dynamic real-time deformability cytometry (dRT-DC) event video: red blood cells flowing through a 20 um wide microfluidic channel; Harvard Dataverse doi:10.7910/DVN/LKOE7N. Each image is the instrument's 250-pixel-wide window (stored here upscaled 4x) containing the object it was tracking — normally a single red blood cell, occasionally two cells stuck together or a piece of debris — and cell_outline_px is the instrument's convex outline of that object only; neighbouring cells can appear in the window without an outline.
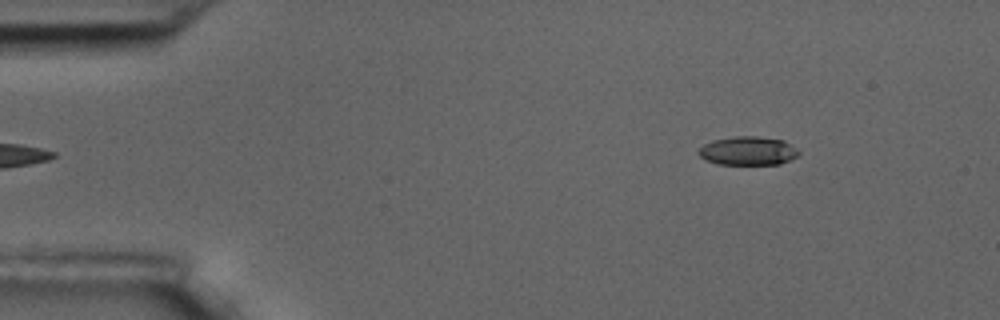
{"species": "common noctule bat (a hibernating species)", "species_latin": "Nyctalus noctula", "temperature_condition": "room temperature", "stored_images_in_passage": 50, "camera_frame_rate_fps": 3000, "um_per_image_px": 0.085, "animal": {"sex": "male", "body_mass_g": 17.5, "forearm_length_mm": 52.3}, "frame": {"image": 1, "passage_image": 1, "time_ms": 0.0, "image_size_px": [1000, 320], "cell_outline_px": [[800, 152], [796, 156], [780, 164], [720, 164], [708, 160], [700, 156], [696, 152], [704, 144], [712, 140], [736, 136], [756, 136], [784, 140]], "centroid_in_image_um": [63.56, 12.81], "position_along_channel_um": 21.4, "area_um2": 16.53}}
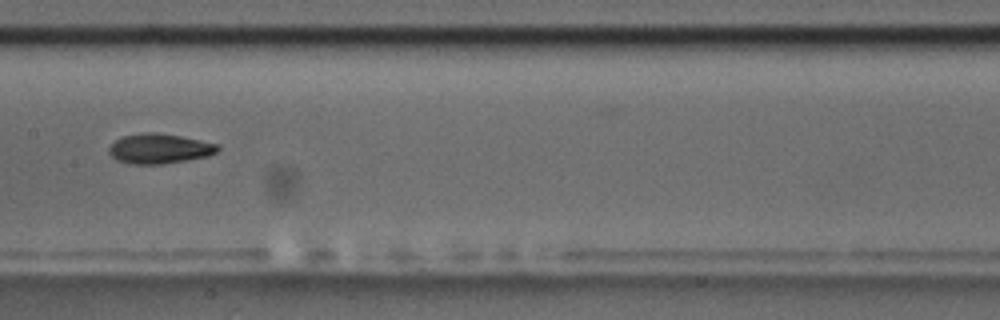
{"frame": {"image": 2, "passage_image": 22, "time_ms": 7.0, "image_size_px": [1000, 320], "cell_outline_px": [[220, 148], [216, 152], [208, 156], [188, 160], [160, 164], [128, 164], [116, 160], [108, 152], [108, 148], [116, 140], [124, 136], [144, 132], [156, 132], [180, 136], [220, 144]], "centroid_in_image_um": [13.55, 12.64], "position_along_channel_um": 193.8, "area_um2": 19.02}}
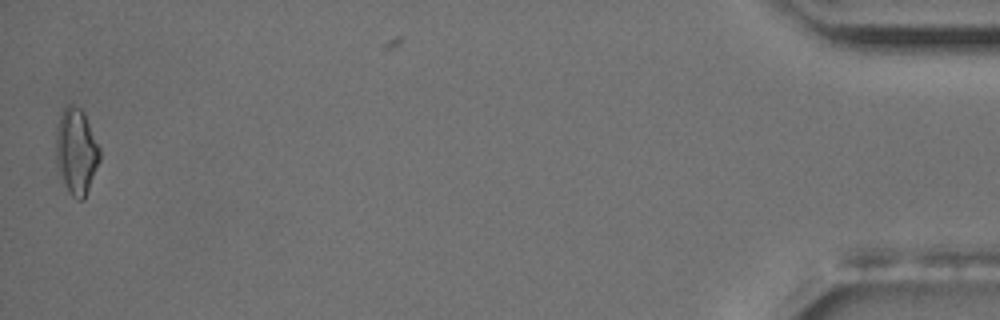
{"frame": {"image": 3, "passage_image": 49, "time_ms": 16.0, "image_size_px": [1000, 320], "cell_outline_px": [[100, 160], [84, 200], [76, 200], [68, 192], [56, 164], [56, 128], [60, 116], [64, 108], [68, 104], [72, 104], [80, 108], [84, 112], [100, 148]], "centroid_in_image_um": [6.49, 12.87], "position_along_channel_um": 428.7, "area_um2": 21.96}, "authors_computed_cell_mechanics": {"area_um2": 18.2359, "velocity_mm_per_s": 3.6315, "shape_relaxation_time_tau1_ms": 5.2295, "shape_relaxation_time_tau2_ms": 7.9603, "deformation_change_tau1": 0.1693, "deformation_change_tau2": 0.1671}}